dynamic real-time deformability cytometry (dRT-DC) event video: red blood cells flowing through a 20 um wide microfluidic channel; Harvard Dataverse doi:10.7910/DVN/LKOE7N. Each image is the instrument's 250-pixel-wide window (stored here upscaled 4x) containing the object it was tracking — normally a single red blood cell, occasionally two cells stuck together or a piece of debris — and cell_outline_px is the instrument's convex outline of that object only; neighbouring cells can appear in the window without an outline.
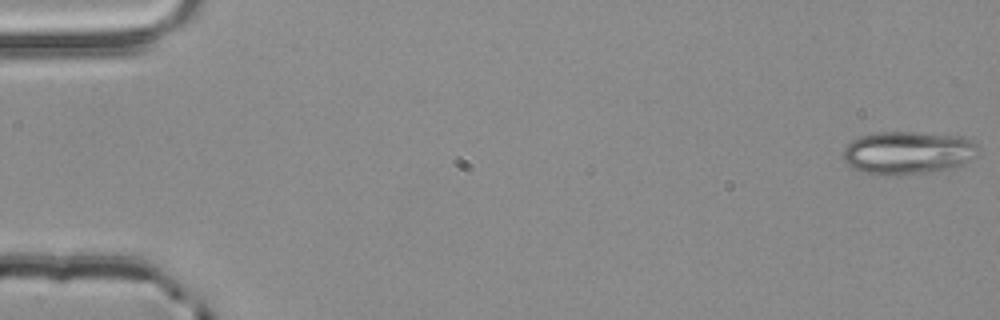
{"species": "common noctule bat (a hibernating species)", "species_latin": "Nyctalus noctula", "temperature_condition": "room temperature", "stored_images_in_passage": 12, "camera_frame_rate_fps": 3000, "um_per_image_px": 0.085, "animal": {"sex": "male", "body_mass_g": 20.4}, "frame": {"image": 1, "passage_image": 1, "time_ms": 0.0, "image_size_px": [1000, 320], "cell_outline_px": [[980, 152], [964, 164], [952, 168], [900, 176], [876, 176], [852, 168], [844, 160], [844, 148], [852, 140], [860, 136], [880, 132], [912, 132], [964, 136], [976, 144], [980, 148]], "centroid_in_image_um": [77.18, 13.0], "position_along_channel_um": 7.8, "area_um2": 34.22}}